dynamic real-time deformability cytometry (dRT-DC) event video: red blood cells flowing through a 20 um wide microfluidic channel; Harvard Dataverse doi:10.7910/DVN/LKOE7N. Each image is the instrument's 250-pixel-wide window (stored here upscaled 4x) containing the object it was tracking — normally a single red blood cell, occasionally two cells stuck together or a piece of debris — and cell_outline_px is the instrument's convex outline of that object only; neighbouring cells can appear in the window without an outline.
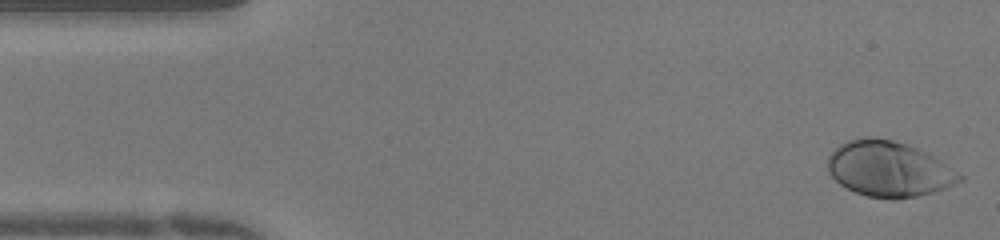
{"species": "human", "species_latin": "Homo sapiens", "temperature_condition": "warm", "stored_images_in_passage": 49, "camera_frame_rate_fps": 3000, "um_per_image_px": 0.085, "donor": {"sex": "female"}, "frame": {"image": 1, "passage_image": 1, "time_ms": 0.0, "image_size_px": [1000, 240], "cell_outline_px": [[964, 180], [948, 188], [920, 196], [896, 200], [892, 200], [868, 196], [856, 192], [840, 184], [828, 172], [828, 156], [840, 144], [848, 140], [860, 136], [872, 136], [892, 140], [916, 148], [936, 156], [960, 172], [964, 176]], "centroid_in_image_um": [75.61, 14.37], "position_along_channel_um": 9.4, "area_um2": 43.23}}
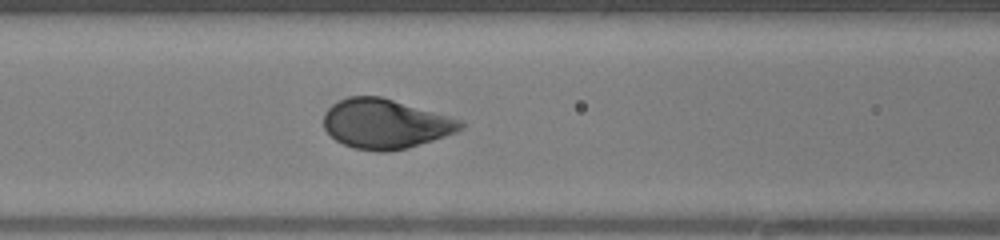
{"frame": {"image": 2, "passage_image": 19, "time_ms": 6.0, "image_size_px": [1000, 240], "cell_outline_px": [[464, 128], [456, 132], [408, 148], [384, 152], [380, 152], [352, 148], [336, 140], [324, 128], [324, 116], [328, 108], [332, 104], [348, 96], [380, 96], [464, 120]], "centroid_in_image_um": [32.77, 10.52], "position_along_channel_um": 133.8, "area_um2": 39.48}}
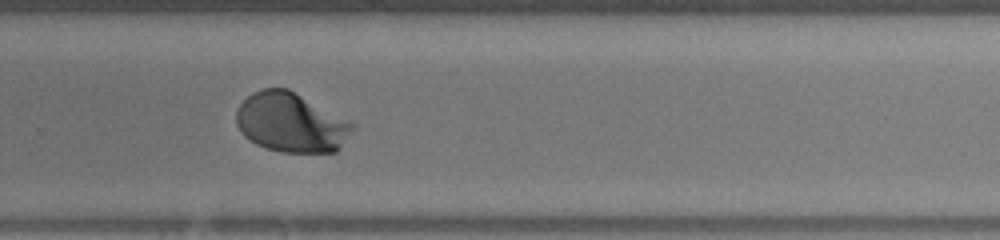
{"frame": {"image": 3, "passage_image": 32, "time_ms": 10.333, "image_size_px": [1000, 240], "cell_outline_px": [[356, 128], [340, 148], [336, 152], [280, 152], [264, 148], [256, 144], [244, 136], [240, 132], [236, 124], [236, 112], [240, 104], [252, 92], [264, 88], [288, 88], [356, 124]], "centroid_in_image_um": [24.74, 10.43], "position_along_channel_um": 305.1, "area_um2": 40.52}, "authors_computed_cell_mechanics": {"area_um2": 40.0554, "velocity_mm_per_s": 3.9605, "shape_relaxation_time_tau1_ms": 2.2082, "shape_relaxation_time_tau2_ms": null, "deformation_change_tau1": 0.1817, "deformation_change_tau2": null}}